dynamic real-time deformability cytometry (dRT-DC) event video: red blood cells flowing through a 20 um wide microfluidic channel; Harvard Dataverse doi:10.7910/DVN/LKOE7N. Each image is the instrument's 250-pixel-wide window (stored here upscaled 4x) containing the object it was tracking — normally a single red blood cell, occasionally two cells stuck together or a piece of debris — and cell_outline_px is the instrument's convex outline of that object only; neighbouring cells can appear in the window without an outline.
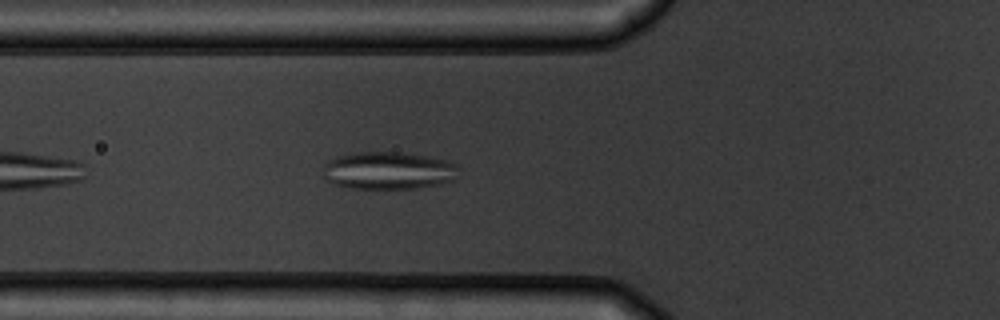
{"species": "common noctule bat (a hibernating species)", "species_latin": "Nyctalus noctula", "temperature_condition": "warm", "stored_images_in_passage": 6, "camera_frame_rate_fps": 3000, "um_per_image_px": 0.085, "animal": {"sex": "male", "body_mass_g": 19.5, "forearm_length_mm": 54.6}, "frame": {"image": 1, "passage_image": 6, "time_ms": 6.0, "image_size_px": [1000, 320], "cell_outline_px": [[460, 168], [456, 180], [440, 184], [416, 188], [352, 188], [336, 184], [324, 180], [324, 164], [328, 160], [340, 156], [360, 152], [400, 152], [424, 156], [444, 160], [456, 164]], "centroid_in_image_um": [33.04, 14.5], "position_along_channel_um": 92.8, "area_um2": 29.59}}